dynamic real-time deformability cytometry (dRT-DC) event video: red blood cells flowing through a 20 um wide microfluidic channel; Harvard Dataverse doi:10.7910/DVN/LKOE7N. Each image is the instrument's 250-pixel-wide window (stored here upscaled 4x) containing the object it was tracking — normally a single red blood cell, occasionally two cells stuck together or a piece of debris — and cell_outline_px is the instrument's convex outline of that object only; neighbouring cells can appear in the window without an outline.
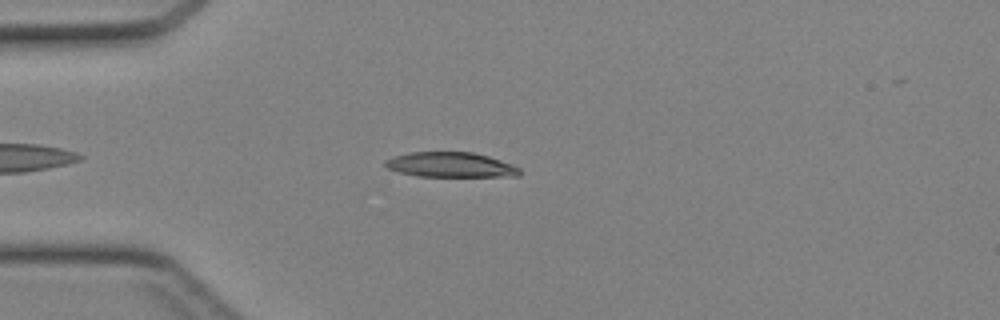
{"species": "Egyptian fruit bat (a non-hibernating species)", "species_latin": "Rousettus aegyptiacus", "temperature_condition": "cold", "stored_images_in_passage": 31, "camera_frame_rate_fps": 3000, "um_per_image_px": 0.085, "animal": {"sex": "female"}, "frame": {"image": 1, "passage_image": 6, "time_ms": 1.667, "image_size_px": [1000, 320], "cell_outline_px": [[520, 176], [420, 176], [400, 172], [388, 168], [384, 164], [384, 160], [396, 156], [412, 152], [472, 152], [488, 156], [512, 164], [520, 168]], "centroid_in_image_um": [38.33, 14.0], "position_along_channel_um": 46.7, "area_um2": 19.31}}
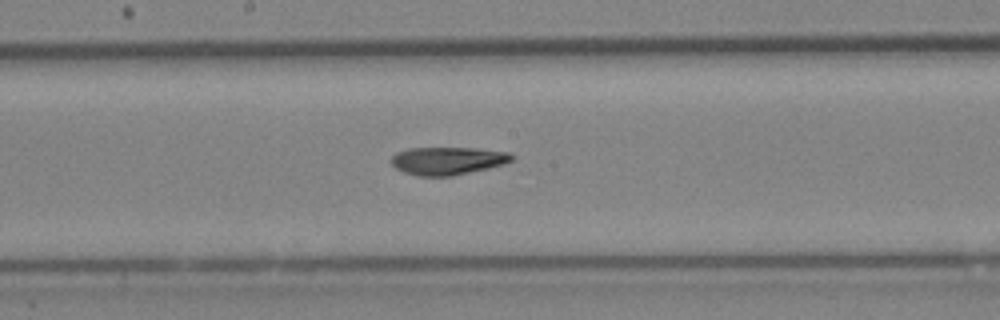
{"frame": {"image": 2, "passage_image": 18, "time_ms": 5.667, "image_size_px": [1000, 320], "cell_outline_px": [[516, 156], [512, 160], [488, 168], [452, 176], [416, 176], [404, 172], [396, 168], [388, 160], [396, 152], [408, 148], [476, 148], [508, 152]], "centroid_in_image_um": [38.0, 13.66], "position_along_channel_um": 210.2, "area_um2": 19.59}}
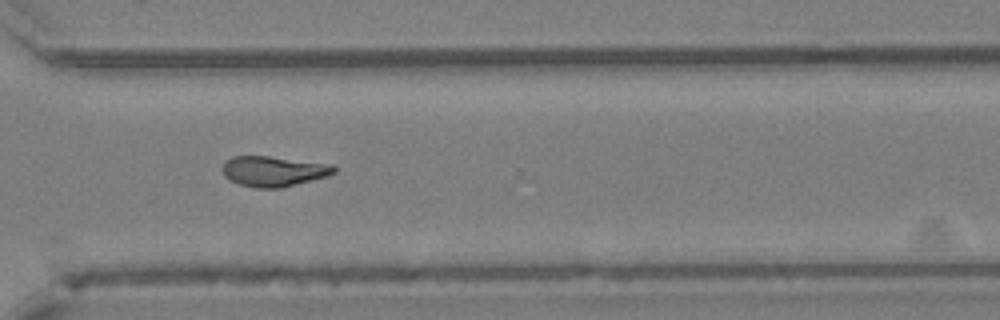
{"frame": {"image": 3, "passage_image": 27, "time_ms": 8.667, "image_size_px": [1000, 320], "cell_outline_px": [[336, 172], [328, 176], [280, 188], [256, 188], [240, 184], [224, 176], [220, 168], [232, 156], [268, 156], [332, 164], [336, 168]], "centroid_in_image_um": [23.26, 14.55], "position_along_channel_um": 347.3, "area_um2": 19.65}}